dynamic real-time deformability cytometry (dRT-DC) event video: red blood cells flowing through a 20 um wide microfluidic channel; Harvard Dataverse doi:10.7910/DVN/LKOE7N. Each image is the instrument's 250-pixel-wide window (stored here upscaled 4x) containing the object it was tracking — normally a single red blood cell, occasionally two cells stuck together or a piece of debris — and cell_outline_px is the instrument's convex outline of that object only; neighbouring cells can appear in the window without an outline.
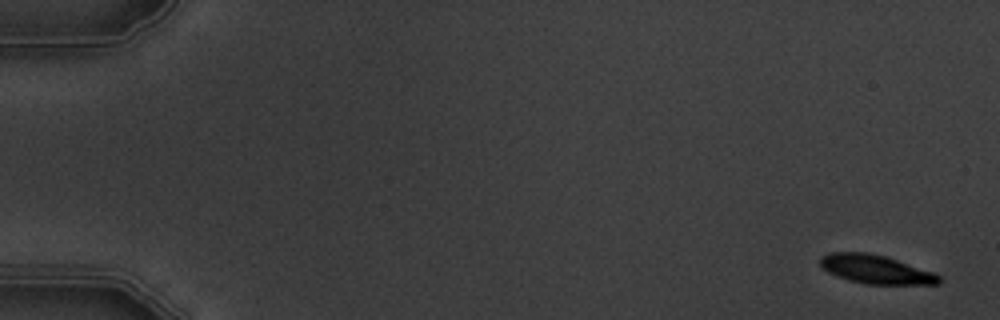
{"species": "common noctule bat (a hibernating species)", "species_latin": "Nyctalus noctula", "temperature_condition": "warm", "stored_images_in_passage": 7, "camera_frame_rate_fps": 3000, "um_per_image_px": 0.085, "animal": {"sex": "male", "body_mass_g": 19.5, "forearm_length_mm": 54.6}, "frame": {"image": 1, "passage_image": 1, "time_ms": 0.0, "image_size_px": [1000, 320], "cell_outline_px": [[940, 284], [868, 284], [848, 280], [828, 272], [820, 264], [820, 256], [828, 252], [868, 252], [884, 256], [932, 272], [940, 276]], "centroid_in_image_um": [74.4, 22.89], "position_along_channel_um": 10.6, "area_um2": 19.59}}
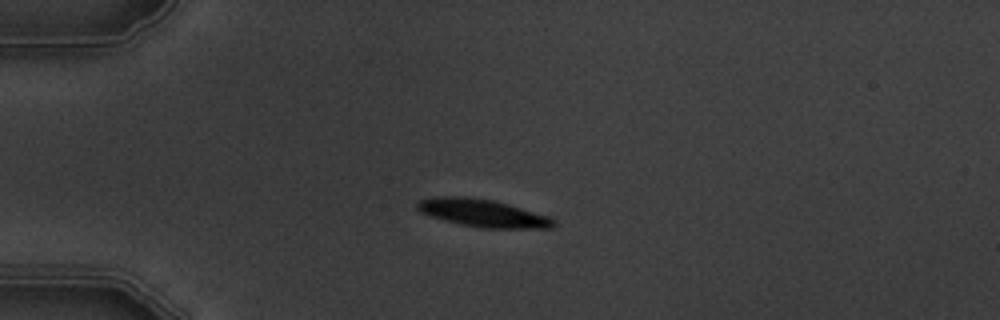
{"frame": {"image": 2, "passage_image": 5, "time_ms": 4.333, "image_size_px": [1000, 320], "cell_outline_px": [[556, 224], [552, 228], [484, 228], [464, 224], [432, 216], [420, 212], [416, 208], [416, 204], [420, 200], [436, 196], [468, 196], [496, 200], [548, 216], [556, 220]], "centroid_in_image_um": [41.07, 18.09], "position_along_channel_um": 43.9, "area_um2": 21.85}}